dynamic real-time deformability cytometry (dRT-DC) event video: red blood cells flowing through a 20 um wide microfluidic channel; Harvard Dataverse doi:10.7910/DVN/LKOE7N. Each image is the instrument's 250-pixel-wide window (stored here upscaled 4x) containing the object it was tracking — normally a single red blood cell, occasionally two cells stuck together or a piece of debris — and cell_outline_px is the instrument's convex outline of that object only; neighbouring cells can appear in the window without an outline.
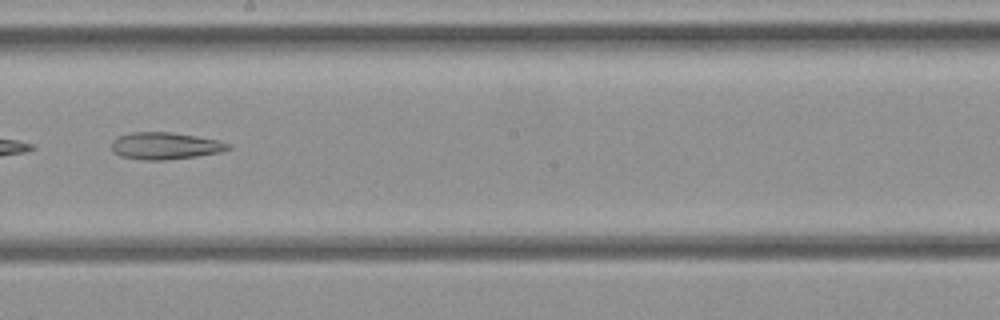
{"species": "common noctule bat (a hibernating species)", "species_latin": "Nyctalus noctula", "temperature_condition": "cold", "stored_images_in_passage": 25, "camera_frame_rate_fps": 3000, "um_per_image_px": 0.085, "animal": {"sex": "female", "body_mass_g": 21.9}, "frame": {"image": 1, "passage_image": 11, "time_ms": 3.333, "image_size_px": [1000, 320], "cell_outline_px": [[232, 148], [220, 152], [196, 156], [164, 160], [144, 160], [120, 156], [112, 152], [112, 140], [116, 136], [132, 132], [172, 132], [220, 140], [232, 144]], "centroid_in_image_um": [14.04, 12.39], "position_along_channel_um": 234.2, "area_um2": 18.55}}